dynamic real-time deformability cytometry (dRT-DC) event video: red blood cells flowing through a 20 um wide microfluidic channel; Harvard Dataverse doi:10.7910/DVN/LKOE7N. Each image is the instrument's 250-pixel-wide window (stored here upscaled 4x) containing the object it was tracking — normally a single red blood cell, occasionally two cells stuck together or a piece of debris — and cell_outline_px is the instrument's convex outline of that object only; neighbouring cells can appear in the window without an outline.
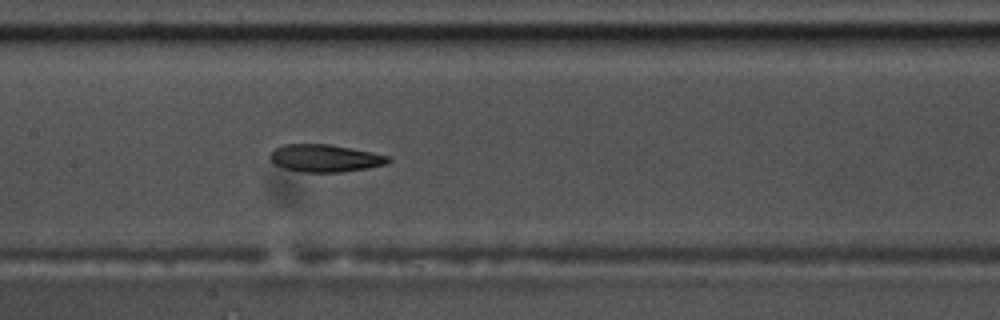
{"species": "common noctule bat (a hibernating species)", "species_latin": "Nyctalus noctula", "temperature_condition": "warm", "stored_images_in_passage": 57, "segment_of_instrument_passage": [1, 2], "camera_frame_rate_fps": 3000, "um_per_image_px": 0.085, "animal": {"sex": "male", "body_mass_g": 17.5, "forearm_length_mm": 52.3}, "frame": {"image": 1, "passage_image": 27, "time_ms": 8.667, "image_size_px": [1000, 320], "cell_outline_px": [[392, 160], [388, 164], [368, 168], [340, 172], [300, 172], [284, 168], [276, 164], [268, 156], [276, 148], [284, 144], [328, 144], [388, 156]], "centroid_in_image_um": [27.62, 13.46], "position_along_channel_um": 179.8, "area_um2": 18.67}}
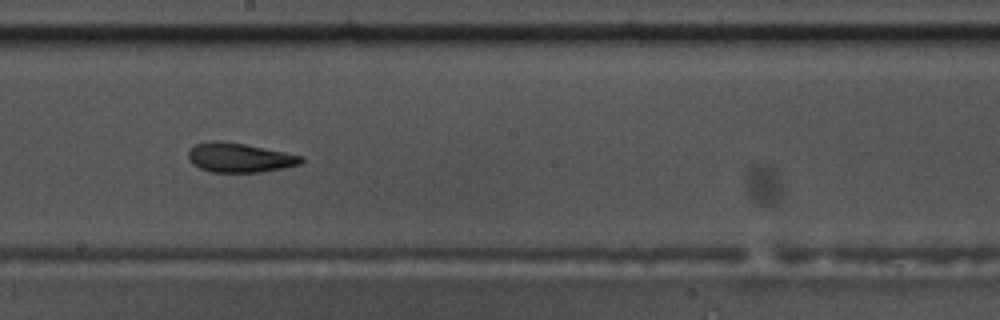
{"frame": {"image": 2, "passage_image": 31, "time_ms": 10.0, "image_size_px": [1000, 320], "cell_outline_px": [[304, 160], [300, 164], [284, 168], [260, 172], [212, 172], [200, 168], [192, 164], [188, 160], [188, 148], [196, 144], [212, 140], [216, 140], [244, 144], [304, 156]], "centroid_in_image_um": [20.33, 13.4], "position_along_channel_um": 227.9, "area_um2": 19.36}}
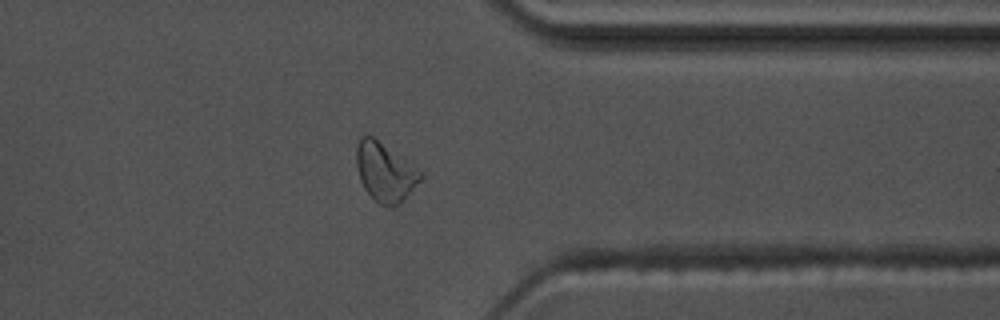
{"frame": {"image": 3, "passage_image": 44, "time_ms": 14.333, "image_size_px": [1000, 320], "cell_outline_px": [[424, 176], [392, 208], [388, 208], [380, 204], [364, 188], [360, 180], [356, 164], [356, 144], [360, 136], [372, 136], [424, 172]], "centroid_in_image_um": [32.7, 14.59], "position_along_channel_um": 378.7, "area_um2": 21.56}}